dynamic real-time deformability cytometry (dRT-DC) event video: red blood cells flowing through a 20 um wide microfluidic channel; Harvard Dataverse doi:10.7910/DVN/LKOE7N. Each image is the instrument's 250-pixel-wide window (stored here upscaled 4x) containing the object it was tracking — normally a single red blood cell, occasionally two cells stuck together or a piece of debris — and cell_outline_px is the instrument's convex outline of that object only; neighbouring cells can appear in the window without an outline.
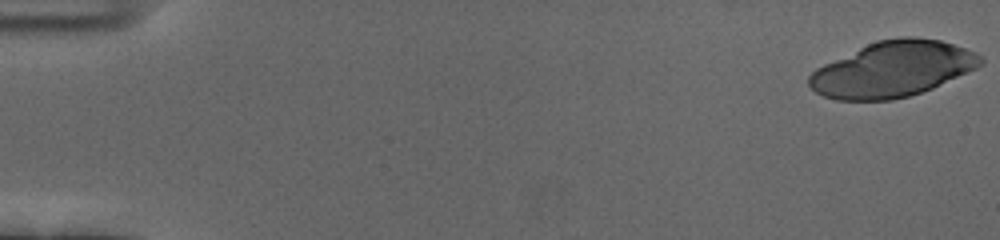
{"species": "human", "species_latin": "Homo sapiens", "temperature_condition": "cold", "stored_images_in_passage": 25, "camera_frame_rate_fps": 3000, "um_per_image_px": 0.085, "donor": {"sex": "female"}, "frame": {"image": 1, "passage_image": 1, "time_ms": 0.0, "image_size_px": [1000, 240], "cell_outline_px": [[984, 64], [968, 72], [932, 88], [908, 96], [892, 100], [836, 100], [824, 96], [816, 92], [808, 84], [808, 76], [816, 68], [824, 64], [876, 40], [900, 36], [916, 36], [940, 40], [976, 52], [984, 60]], "centroid_in_image_um": [75.88, 5.87], "position_along_channel_um": 9.1, "area_um2": 55.37}}